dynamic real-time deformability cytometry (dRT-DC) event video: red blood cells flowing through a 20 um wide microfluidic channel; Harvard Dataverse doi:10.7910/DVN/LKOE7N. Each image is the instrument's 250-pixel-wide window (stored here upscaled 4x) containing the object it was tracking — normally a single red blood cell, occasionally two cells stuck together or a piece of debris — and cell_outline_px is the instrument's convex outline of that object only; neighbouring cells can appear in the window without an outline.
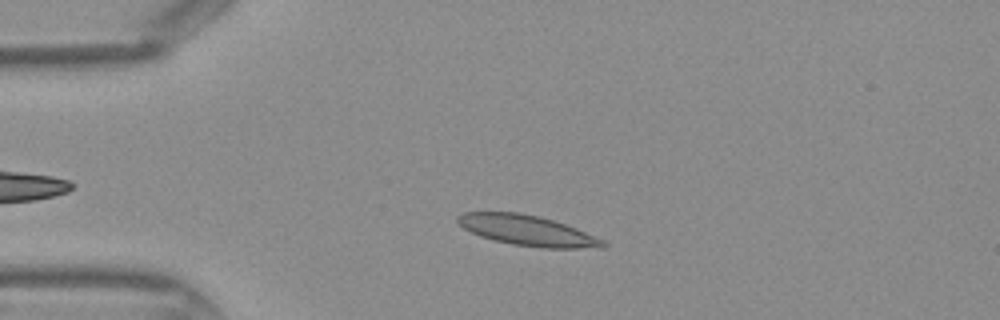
{"species": "Egyptian fruit bat (a non-hibernating species)", "species_latin": "Rousettus aegyptiacus", "temperature_condition": "warm", "stored_images_in_passage": 40, "camera_frame_rate_fps": 3000, "um_per_image_px": 0.085, "frame": {"image": 1, "passage_image": 7, "time_ms": 2.0, "image_size_px": [1000, 320], "cell_outline_px": [[608, 244], [604, 248], [540, 248], [512, 244], [492, 240], [480, 236], [464, 228], [456, 220], [456, 216], [464, 212], [520, 212], [540, 216], [576, 228], [604, 240]], "centroid_in_image_um": [44.83, 19.59], "position_along_channel_um": 40.2, "area_um2": 25.78}}
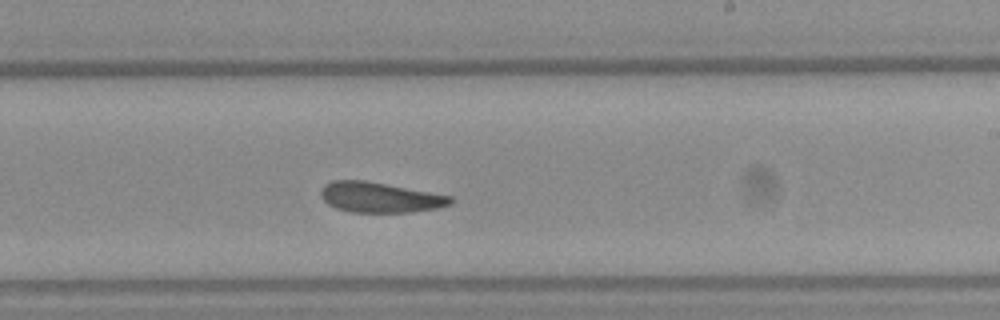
{"frame": {"image": 2, "passage_image": 23, "time_ms": 7.333, "image_size_px": [1000, 320], "cell_outline_px": [[456, 200], [452, 204], [436, 208], [412, 212], [352, 212], [336, 208], [328, 204], [320, 196], [320, 188], [324, 184], [332, 180], [368, 180], [452, 196]], "centroid_in_image_um": [32.29, 16.76], "position_along_channel_um": 256.7, "area_um2": 23.18}}
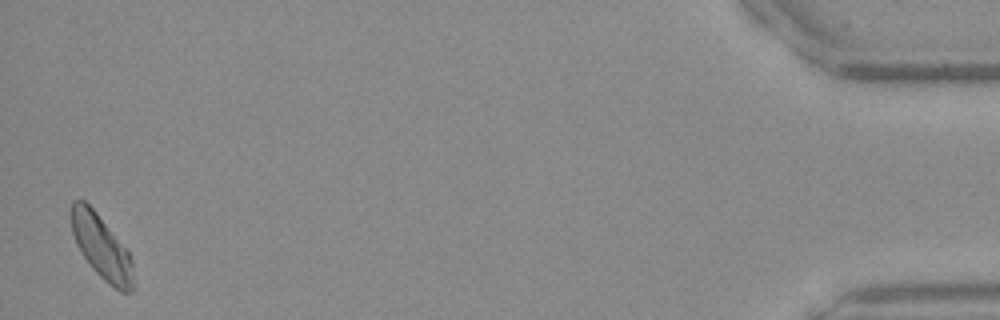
{"frame": {"image": 3, "passage_image": 40, "time_ms": 13.0, "image_size_px": [1000, 320], "cell_outline_px": [[136, 288], [128, 292], [120, 292], [104, 280], [92, 268], [80, 252], [76, 244], [72, 232], [72, 200], [84, 200], [96, 212], [128, 252], [132, 260]], "centroid_in_image_um": [8.66, 21.07], "position_along_channel_um": 426.5, "area_um2": 22.89}}